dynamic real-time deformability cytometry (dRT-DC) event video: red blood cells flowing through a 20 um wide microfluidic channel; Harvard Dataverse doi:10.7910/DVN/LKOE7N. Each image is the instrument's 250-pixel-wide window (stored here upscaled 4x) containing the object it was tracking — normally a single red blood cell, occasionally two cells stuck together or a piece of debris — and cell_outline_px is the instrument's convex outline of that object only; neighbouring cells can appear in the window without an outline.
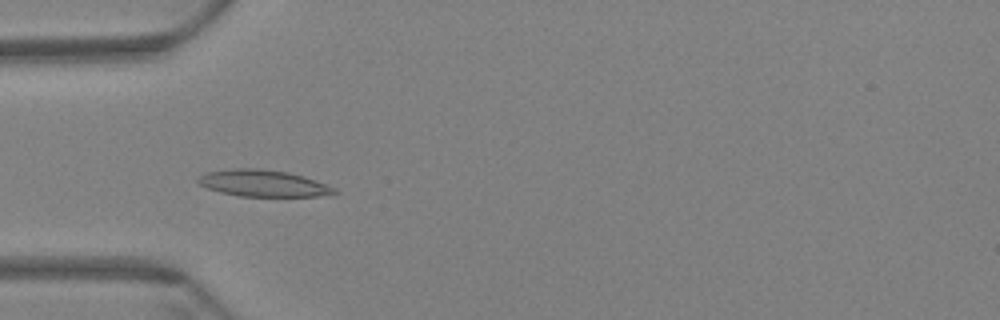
{"species": "Egyptian fruit bat (a non-hibernating species)", "species_latin": "Rousettus aegyptiacus", "temperature_condition": "warm", "stored_images_in_passage": 60, "camera_frame_rate_fps": 3000, "um_per_image_px": 0.085, "animal": {"sex": "female"}, "frame": {"image": 1, "passage_image": 19, "time_ms": 6.0, "image_size_px": [1000, 320], "cell_outline_px": [[340, 192], [316, 196], [240, 196], [220, 192], [208, 188], [200, 184], [196, 180], [200, 176], [208, 172], [232, 168], [260, 168], [288, 172], [304, 176], [336, 188]], "centroid_in_image_um": [22.37, 15.57], "position_along_channel_um": 62.6, "area_um2": 21.04}}
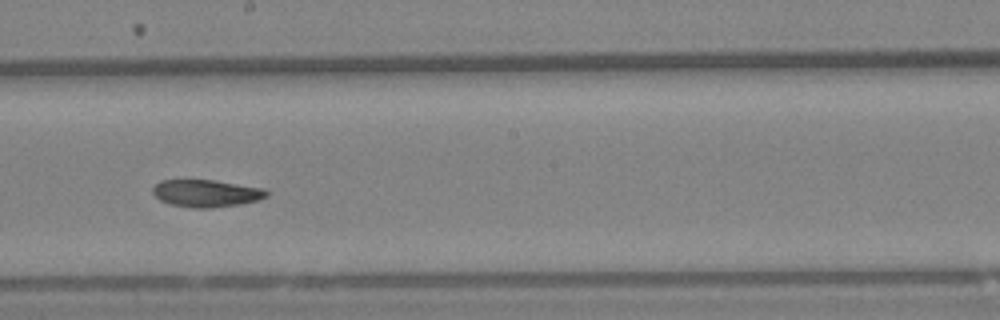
{"frame": {"image": 2, "passage_image": 34, "time_ms": 11.0, "image_size_px": [1000, 320], "cell_outline_px": [[268, 196], [256, 200], [240, 204], [212, 208], [192, 208], [168, 204], [160, 200], [152, 192], [152, 188], [160, 180], [212, 180], [264, 188], [268, 192]], "centroid_in_image_um": [17.5, 16.43], "position_along_channel_um": 230.7, "area_um2": 18.09}}
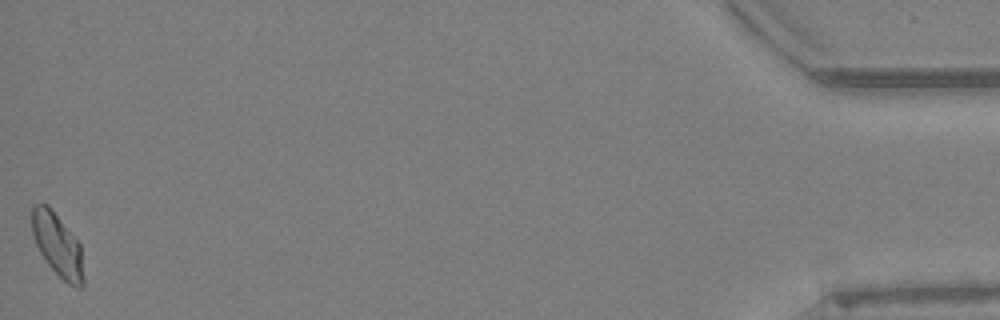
{"frame": {"image": 3, "passage_image": 60, "time_ms": 19.667, "image_size_px": [1000, 320], "cell_outline_px": [[84, 284], [80, 288], [76, 288], [68, 284], [48, 264], [40, 252], [36, 244], [32, 232], [32, 204], [48, 204], [80, 244], [84, 276]], "centroid_in_image_um": [4.9, 20.83], "position_along_channel_um": 430.3, "area_um2": 18.79}, "authors_computed_cell_mechanics": {"area_um2": 18.8139, "velocity_mm_per_s": 3.4121, "shape_relaxation_time_tau1_ms": null, "shape_relaxation_time_tau2_ms": 4.4937, "deformation_change_tau1": null, "deformation_change_tau2": 0.0916}}